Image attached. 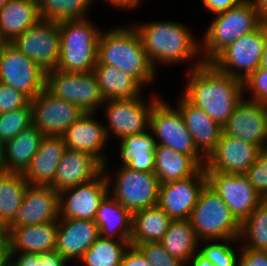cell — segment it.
Masks as SVG:
<instances>
[{"instance_id": "1", "label": "cell", "mask_w": 267, "mask_h": 266, "mask_svg": "<svg viewBox=\"0 0 267 266\" xmlns=\"http://www.w3.org/2000/svg\"><path fill=\"white\" fill-rule=\"evenodd\" d=\"M188 71L183 96L223 127L244 98L243 81L218 71L211 63Z\"/></svg>"}, {"instance_id": "2", "label": "cell", "mask_w": 267, "mask_h": 266, "mask_svg": "<svg viewBox=\"0 0 267 266\" xmlns=\"http://www.w3.org/2000/svg\"><path fill=\"white\" fill-rule=\"evenodd\" d=\"M133 27L140 35L143 48L155 70L157 63L170 66L190 61L194 62L191 69L204 63L199 56L200 41L193 37L185 25L176 21H150Z\"/></svg>"}, {"instance_id": "3", "label": "cell", "mask_w": 267, "mask_h": 266, "mask_svg": "<svg viewBox=\"0 0 267 266\" xmlns=\"http://www.w3.org/2000/svg\"><path fill=\"white\" fill-rule=\"evenodd\" d=\"M96 65L115 66L134 78L142 87L151 84L157 73L133 26H117L101 32Z\"/></svg>"}, {"instance_id": "4", "label": "cell", "mask_w": 267, "mask_h": 266, "mask_svg": "<svg viewBox=\"0 0 267 266\" xmlns=\"http://www.w3.org/2000/svg\"><path fill=\"white\" fill-rule=\"evenodd\" d=\"M98 27L88 17L59 22L60 56L57 70L73 73L93 72L97 64L98 42L102 32Z\"/></svg>"}, {"instance_id": "5", "label": "cell", "mask_w": 267, "mask_h": 266, "mask_svg": "<svg viewBox=\"0 0 267 266\" xmlns=\"http://www.w3.org/2000/svg\"><path fill=\"white\" fill-rule=\"evenodd\" d=\"M215 15L200 42L204 63H210L229 44L253 32L264 22L252 0H245L241 5Z\"/></svg>"}, {"instance_id": "6", "label": "cell", "mask_w": 267, "mask_h": 266, "mask_svg": "<svg viewBox=\"0 0 267 266\" xmlns=\"http://www.w3.org/2000/svg\"><path fill=\"white\" fill-rule=\"evenodd\" d=\"M189 220L199 241L239 239L240 223L208 184L201 191Z\"/></svg>"}, {"instance_id": "7", "label": "cell", "mask_w": 267, "mask_h": 266, "mask_svg": "<svg viewBox=\"0 0 267 266\" xmlns=\"http://www.w3.org/2000/svg\"><path fill=\"white\" fill-rule=\"evenodd\" d=\"M267 45V21L223 49L210 63L220 72L244 81L260 66Z\"/></svg>"}, {"instance_id": "8", "label": "cell", "mask_w": 267, "mask_h": 266, "mask_svg": "<svg viewBox=\"0 0 267 266\" xmlns=\"http://www.w3.org/2000/svg\"><path fill=\"white\" fill-rule=\"evenodd\" d=\"M107 164L103 165V172L108 181V193L128 211L133 214L157 205L160 184L155 173L134 171L126 166H120L115 173L114 187L111 189L113 178L106 171Z\"/></svg>"}, {"instance_id": "9", "label": "cell", "mask_w": 267, "mask_h": 266, "mask_svg": "<svg viewBox=\"0 0 267 266\" xmlns=\"http://www.w3.org/2000/svg\"><path fill=\"white\" fill-rule=\"evenodd\" d=\"M157 145H163L178 153L191 156L201 167L206 157L197 149L193 137L185 126L180 110L160 98L152 109L150 127Z\"/></svg>"}, {"instance_id": "10", "label": "cell", "mask_w": 267, "mask_h": 266, "mask_svg": "<svg viewBox=\"0 0 267 266\" xmlns=\"http://www.w3.org/2000/svg\"><path fill=\"white\" fill-rule=\"evenodd\" d=\"M45 88L56 97L75 104L84 113L99 111L105 102L93 72L50 70L46 72Z\"/></svg>"}, {"instance_id": "11", "label": "cell", "mask_w": 267, "mask_h": 266, "mask_svg": "<svg viewBox=\"0 0 267 266\" xmlns=\"http://www.w3.org/2000/svg\"><path fill=\"white\" fill-rule=\"evenodd\" d=\"M151 97L150 101H147L148 103L142 99V96L131 99L105 100L102 106L106 110L108 123L104 124V127L108 139L112 134L117 137L116 139H120L150 131V115L154 104L160 99L155 95Z\"/></svg>"}, {"instance_id": "12", "label": "cell", "mask_w": 267, "mask_h": 266, "mask_svg": "<svg viewBox=\"0 0 267 266\" xmlns=\"http://www.w3.org/2000/svg\"><path fill=\"white\" fill-rule=\"evenodd\" d=\"M0 82L33 99L45 88L46 71L6 43L0 50Z\"/></svg>"}, {"instance_id": "13", "label": "cell", "mask_w": 267, "mask_h": 266, "mask_svg": "<svg viewBox=\"0 0 267 266\" xmlns=\"http://www.w3.org/2000/svg\"><path fill=\"white\" fill-rule=\"evenodd\" d=\"M10 43L46 72L54 70L60 56L59 23L40 20Z\"/></svg>"}, {"instance_id": "14", "label": "cell", "mask_w": 267, "mask_h": 266, "mask_svg": "<svg viewBox=\"0 0 267 266\" xmlns=\"http://www.w3.org/2000/svg\"><path fill=\"white\" fill-rule=\"evenodd\" d=\"M32 125L44 136H63L84 112L75 104L60 99L46 88L30 101Z\"/></svg>"}, {"instance_id": "15", "label": "cell", "mask_w": 267, "mask_h": 266, "mask_svg": "<svg viewBox=\"0 0 267 266\" xmlns=\"http://www.w3.org/2000/svg\"><path fill=\"white\" fill-rule=\"evenodd\" d=\"M206 176L207 184L228 205L240 224L264 200L245 174L206 172Z\"/></svg>"}, {"instance_id": "16", "label": "cell", "mask_w": 267, "mask_h": 266, "mask_svg": "<svg viewBox=\"0 0 267 266\" xmlns=\"http://www.w3.org/2000/svg\"><path fill=\"white\" fill-rule=\"evenodd\" d=\"M206 184L207 176L202 167L194 176L159 185L157 205L172 220H187Z\"/></svg>"}, {"instance_id": "17", "label": "cell", "mask_w": 267, "mask_h": 266, "mask_svg": "<svg viewBox=\"0 0 267 266\" xmlns=\"http://www.w3.org/2000/svg\"><path fill=\"white\" fill-rule=\"evenodd\" d=\"M108 181L102 172L92 181L59 193V218L94 221L98 207L108 194Z\"/></svg>"}, {"instance_id": "18", "label": "cell", "mask_w": 267, "mask_h": 266, "mask_svg": "<svg viewBox=\"0 0 267 266\" xmlns=\"http://www.w3.org/2000/svg\"><path fill=\"white\" fill-rule=\"evenodd\" d=\"M222 128L227 136L267 148V104L246 100L244 96Z\"/></svg>"}, {"instance_id": "19", "label": "cell", "mask_w": 267, "mask_h": 266, "mask_svg": "<svg viewBox=\"0 0 267 266\" xmlns=\"http://www.w3.org/2000/svg\"><path fill=\"white\" fill-rule=\"evenodd\" d=\"M261 149L223 132L215 149L208 155L205 172L245 174L255 163Z\"/></svg>"}, {"instance_id": "20", "label": "cell", "mask_w": 267, "mask_h": 266, "mask_svg": "<svg viewBox=\"0 0 267 266\" xmlns=\"http://www.w3.org/2000/svg\"><path fill=\"white\" fill-rule=\"evenodd\" d=\"M59 192L52 186L29 185L9 227L32 226L59 219Z\"/></svg>"}, {"instance_id": "21", "label": "cell", "mask_w": 267, "mask_h": 266, "mask_svg": "<svg viewBox=\"0 0 267 266\" xmlns=\"http://www.w3.org/2000/svg\"><path fill=\"white\" fill-rule=\"evenodd\" d=\"M103 172V165L92 155L66 148L50 185L59 193L88 183Z\"/></svg>"}, {"instance_id": "22", "label": "cell", "mask_w": 267, "mask_h": 266, "mask_svg": "<svg viewBox=\"0 0 267 266\" xmlns=\"http://www.w3.org/2000/svg\"><path fill=\"white\" fill-rule=\"evenodd\" d=\"M95 114L84 113L62 137L67 148L88 153L104 165L109 162L103 150L109 139L104 124L94 119Z\"/></svg>"}, {"instance_id": "23", "label": "cell", "mask_w": 267, "mask_h": 266, "mask_svg": "<svg viewBox=\"0 0 267 266\" xmlns=\"http://www.w3.org/2000/svg\"><path fill=\"white\" fill-rule=\"evenodd\" d=\"M99 236V228L92 220L59 218L56 250L69 262H79Z\"/></svg>"}, {"instance_id": "24", "label": "cell", "mask_w": 267, "mask_h": 266, "mask_svg": "<svg viewBox=\"0 0 267 266\" xmlns=\"http://www.w3.org/2000/svg\"><path fill=\"white\" fill-rule=\"evenodd\" d=\"M177 108L193 137L195 146L207 158L220 140L223 128L204 110L190 103L183 95L179 99Z\"/></svg>"}, {"instance_id": "25", "label": "cell", "mask_w": 267, "mask_h": 266, "mask_svg": "<svg viewBox=\"0 0 267 266\" xmlns=\"http://www.w3.org/2000/svg\"><path fill=\"white\" fill-rule=\"evenodd\" d=\"M66 148L62 136H44L37 153L23 173L29 185L50 186Z\"/></svg>"}, {"instance_id": "26", "label": "cell", "mask_w": 267, "mask_h": 266, "mask_svg": "<svg viewBox=\"0 0 267 266\" xmlns=\"http://www.w3.org/2000/svg\"><path fill=\"white\" fill-rule=\"evenodd\" d=\"M5 232L10 252L44 253L56 249L58 221L8 227Z\"/></svg>"}, {"instance_id": "27", "label": "cell", "mask_w": 267, "mask_h": 266, "mask_svg": "<svg viewBox=\"0 0 267 266\" xmlns=\"http://www.w3.org/2000/svg\"><path fill=\"white\" fill-rule=\"evenodd\" d=\"M44 135L34 126L22 130L15 138L3 144L0 170L24 173L37 153Z\"/></svg>"}, {"instance_id": "28", "label": "cell", "mask_w": 267, "mask_h": 266, "mask_svg": "<svg viewBox=\"0 0 267 266\" xmlns=\"http://www.w3.org/2000/svg\"><path fill=\"white\" fill-rule=\"evenodd\" d=\"M133 214L116 201L109 193L100 202L94 222L100 237L130 241Z\"/></svg>"}, {"instance_id": "29", "label": "cell", "mask_w": 267, "mask_h": 266, "mask_svg": "<svg viewBox=\"0 0 267 266\" xmlns=\"http://www.w3.org/2000/svg\"><path fill=\"white\" fill-rule=\"evenodd\" d=\"M40 20L37 3L31 0H9L0 10L1 37L10 43Z\"/></svg>"}, {"instance_id": "30", "label": "cell", "mask_w": 267, "mask_h": 266, "mask_svg": "<svg viewBox=\"0 0 267 266\" xmlns=\"http://www.w3.org/2000/svg\"><path fill=\"white\" fill-rule=\"evenodd\" d=\"M119 140V155L123 163L121 166L134 171L154 173L157 143L152 132H142Z\"/></svg>"}, {"instance_id": "31", "label": "cell", "mask_w": 267, "mask_h": 266, "mask_svg": "<svg viewBox=\"0 0 267 266\" xmlns=\"http://www.w3.org/2000/svg\"><path fill=\"white\" fill-rule=\"evenodd\" d=\"M201 168L189 155L163 145L156 146L154 173L160 185L194 176Z\"/></svg>"}, {"instance_id": "32", "label": "cell", "mask_w": 267, "mask_h": 266, "mask_svg": "<svg viewBox=\"0 0 267 266\" xmlns=\"http://www.w3.org/2000/svg\"><path fill=\"white\" fill-rule=\"evenodd\" d=\"M28 186L23 173L0 170V231L14 222Z\"/></svg>"}, {"instance_id": "33", "label": "cell", "mask_w": 267, "mask_h": 266, "mask_svg": "<svg viewBox=\"0 0 267 266\" xmlns=\"http://www.w3.org/2000/svg\"><path fill=\"white\" fill-rule=\"evenodd\" d=\"M172 219L158 206L133 213L130 244L160 242Z\"/></svg>"}, {"instance_id": "34", "label": "cell", "mask_w": 267, "mask_h": 266, "mask_svg": "<svg viewBox=\"0 0 267 266\" xmlns=\"http://www.w3.org/2000/svg\"><path fill=\"white\" fill-rule=\"evenodd\" d=\"M95 74L105 100L131 99L140 96L142 86L124 71L109 65H96Z\"/></svg>"}, {"instance_id": "35", "label": "cell", "mask_w": 267, "mask_h": 266, "mask_svg": "<svg viewBox=\"0 0 267 266\" xmlns=\"http://www.w3.org/2000/svg\"><path fill=\"white\" fill-rule=\"evenodd\" d=\"M160 243L171 256L180 259L186 265L203 245V242L198 240L189 219L172 220Z\"/></svg>"}, {"instance_id": "36", "label": "cell", "mask_w": 267, "mask_h": 266, "mask_svg": "<svg viewBox=\"0 0 267 266\" xmlns=\"http://www.w3.org/2000/svg\"><path fill=\"white\" fill-rule=\"evenodd\" d=\"M130 241L98 237L80 260L85 266H120Z\"/></svg>"}, {"instance_id": "37", "label": "cell", "mask_w": 267, "mask_h": 266, "mask_svg": "<svg viewBox=\"0 0 267 266\" xmlns=\"http://www.w3.org/2000/svg\"><path fill=\"white\" fill-rule=\"evenodd\" d=\"M239 240L247 242L242 243L245 248L267 251V200H263L240 224Z\"/></svg>"}, {"instance_id": "38", "label": "cell", "mask_w": 267, "mask_h": 266, "mask_svg": "<svg viewBox=\"0 0 267 266\" xmlns=\"http://www.w3.org/2000/svg\"><path fill=\"white\" fill-rule=\"evenodd\" d=\"M92 4V0H43L39 5V15L41 20L57 23L84 19Z\"/></svg>"}, {"instance_id": "39", "label": "cell", "mask_w": 267, "mask_h": 266, "mask_svg": "<svg viewBox=\"0 0 267 266\" xmlns=\"http://www.w3.org/2000/svg\"><path fill=\"white\" fill-rule=\"evenodd\" d=\"M30 126H32L30 103L24 108L0 113V141L4 144Z\"/></svg>"}, {"instance_id": "40", "label": "cell", "mask_w": 267, "mask_h": 266, "mask_svg": "<svg viewBox=\"0 0 267 266\" xmlns=\"http://www.w3.org/2000/svg\"><path fill=\"white\" fill-rule=\"evenodd\" d=\"M220 241V242H219ZM207 243L198 249L206 259L210 260L216 266H237L238 256L237 250L231 245L240 242L239 239H224V240H203ZM231 244V245H229Z\"/></svg>"}, {"instance_id": "41", "label": "cell", "mask_w": 267, "mask_h": 266, "mask_svg": "<svg viewBox=\"0 0 267 266\" xmlns=\"http://www.w3.org/2000/svg\"><path fill=\"white\" fill-rule=\"evenodd\" d=\"M11 266H68L69 261L56 249L44 253L10 252Z\"/></svg>"}, {"instance_id": "42", "label": "cell", "mask_w": 267, "mask_h": 266, "mask_svg": "<svg viewBox=\"0 0 267 266\" xmlns=\"http://www.w3.org/2000/svg\"><path fill=\"white\" fill-rule=\"evenodd\" d=\"M152 266H187L183 261L171 256L160 242H147L136 246Z\"/></svg>"}, {"instance_id": "43", "label": "cell", "mask_w": 267, "mask_h": 266, "mask_svg": "<svg viewBox=\"0 0 267 266\" xmlns=\"http://www.w3.org/2000/svg\"><path fill=\"white\" fill-rule=\"evenodd\" d=\"M245 175L259 195L267 200V148L261 149L257 160Z\"/></svg>"}, {"instance_id": "44", "label": "cell", "mask_w": 267, "mask_h": 266, "mask_svg": "<svg viewBox=\"0 0 267 266\" xmlns=\"http://www.w3.org/2000/svg\"><path fill=\"white\" fill-rule=\"evenodd\" d=\"M243 92H250L252 102L267 104V70L258 68L243 81Z\"/></svg>"}, {"instance_id": "45", "label": "cell", "mask_w": 267, "mask_h": 266, "mask_svg": "<svg viewBox=\"0 0 267 266\" xmlns=\"http://www.w3.org/2000/svg\"><path fill=\"white\" fill-rule=\"evenodd\" d=\"M30 101L23 92L0 82V113L24 108Z\"/></svg>"}, {"instance_id": "46", "label": "cell", "mask_w": 267, "mask_h": 266, "mask_svg": "<svg viewBox=\"0 0 267 266\" xmlns=\"http://www.w3.org/2000/svg\"><path fill=\"white\" fill-rule=\"evenodd\" d=\"M241 248L237 266H267V251Z\"/></svg>"}, {"instance_id": "47", "label": "cell", "mask_w": 267, "mask_h": 266, "mask_svg": "<svg viewBox=\"0 0 267 266\" xmlns=\"http://www.w3.org/2000/svg\"><path fill=\"white\" fill-rule=\"evenodd\" d=\"M120 266H152V265L137 247L130 245L123 256Z\"/></svg>"}, {"instance_id": "48", "label": "cell", "mask_w": 267, "mask_h": 266, "mask_svg": "<svg viewBox=\"0 0 267 266\" xmlns=\"http://www.w3.org/2000/svg\"><path fill=\"white\" fill-rule=\"evenodd\" d=\"M245 0H202L204 7L214 15L241 5Z\"/></svg>"}, {"instance_id": "49", "label": "cell", "mask_w": 267, "mask_h": 266, "mask_svg": "<svg viewBox=\"0 0 267 266\" xmlns=\"http://www.w3.org/2000/svg\"><path fill=\"white\" fill-rule=\"evenodd\" d=\"M9 241L5 231H0V266H11Z\"/></svg>"}, {"instance_id": "50", "label": "cell", "mask_w": 267, "mask_h": 266, "mask_svg": "<svg viewBox=\"0 0 267 266\" xmlns=\"http://www.w3.org/2000/svg\"><path fill=\"white\" fill-rule=\"evenodd\" d=\"M93 2L96 0H92ZM106 3L109 2V4H111V6L113 5L114 7H119L120 9H132L135 8L137 6H139L141 3V0H105Z\"/></svg>"}, {"instance_id": "51", "label": "cell", "mask_w": 267, "mask_h": 266, "mask_svg": "<svg viewBox=\"0 0 267 266\" xmlns=\"http://www.w3.org/2000/svg\"><path fill=\"white\" fill-rule=\"evenodd\" d=\"M188 266H216L210 260L206 259L202 254L196 252L191 258Z\"/></svg>"}, {"instance_id": "52", "label": "cell", "mask_w": 267, "mask_h": 266, "mask_svg": "<svg viewBox=\"0 0 267 266\" xmlns=\"http://www.w3.org/2000/svg\"><path fill=\"white\" fill-rule=\"evenodd\" d=\"M258 9L260 17L267 21V0H252Z\"/></svg>"}, {"instance_id": "53", "label": "cell", "mask_w": 267, "mask_h": 266, "mask_svg": "<svg viewBox=\"0 0 267 266\" xmlns=\"http://www.w3.org/2000/svg\"><path fill=\"white\" fill-rule=\"evenodd\" d=\"M259 68L267 70V45H266L264 53L261 57V62H260Z\"/></svg>"}, {"instance_id": "54", "label": "cell", "mask_w": 267, "mask_h": 266, "mask_svg": "<svg viewBox=\"0 0 267 266\" xmlns=\"http://www.w3.org/2000/svg\"><path fill=\"white\" fill-rule=\"evenodd\" d=\"M9 0H0V10L6 5Z\"/></svg>"}, {"instance_id": "55", "label": "cell", "mask_w": 267, "mask_h": 266, "mask_svg": "<svg viewBox=\"0 0 267 266\" xmlns=\"http://www.w3.org/2000/svg\"><path fill=\"white\" fill-rule=\"evenodd\" d=\"M5 44H6L5 40L1 37V34H0V50Z\"/></svg>"}, {"instance_id": "56", "label": "cell", "mask_w": 267, "mask_h": 266, "mask_svg": "<svg viewBox=\"0 0 267 266\" xmlns=\"http://www.w3.org/2000/svg\"><path fill=\"white\" fill-rule=\"evenodd\" d=\"M2 152H3V144L0 141V159H1V156H2Z\"/></svg>"}, {"instance_id": "57", "label": "cell", "mask_w": 267, "mask_h": 266, "mask_svg": "<svg viewBox=\"0 0 267 266\" xmlns=\"http://www.w3.org/2000/svg\"><path fill=\"white\" fill-rule=\"evenodd\" d=\"M31 1L37 3L38 5H40L43 0H31Z\"/></svg>"}]
</instances>
